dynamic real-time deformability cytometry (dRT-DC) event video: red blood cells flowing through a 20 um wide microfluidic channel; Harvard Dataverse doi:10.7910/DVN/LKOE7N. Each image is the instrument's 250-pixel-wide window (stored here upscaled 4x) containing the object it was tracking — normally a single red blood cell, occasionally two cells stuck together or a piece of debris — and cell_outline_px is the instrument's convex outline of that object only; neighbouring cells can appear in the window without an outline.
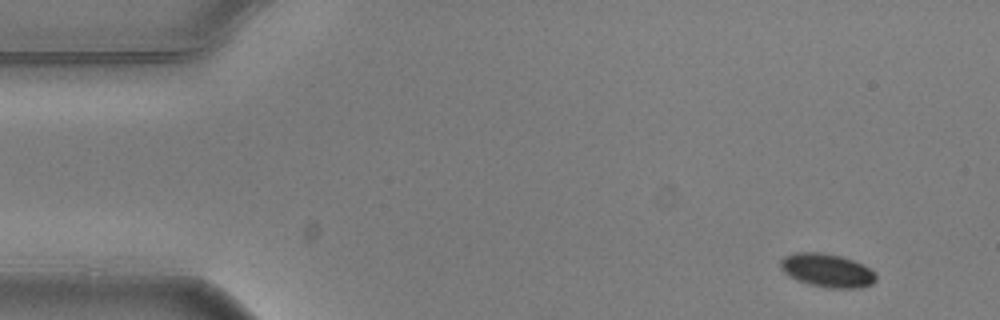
{"species": "common noctule bat (a hibernating species)", "species_latin": "Nyctalus noctula", "temperature_condition": "warm", "stored_images_in_passage": 4, "camera_frame_rate_fps": 3000, "um_per_image_px": 0.085, "animal": {"sex": "male", "body_mass_g": 20.5, "forearm_length_mm": 52.5}, "frame": {"image": 1, "passage_image": 1, "time_ms": 0.0, "image_size_px": [1000, 320], "cell_outline_px": [[876, 280], [872, 284], [860, 288], [832, 288], [808, 284], [796, 280], [788, 276], [780, 268], [780, 260], [784, 256], [796, 252], [820, 252], [840, 256], [864, 264], [876, 276]], "centroid_in_image_um": [70.27, 22.98], "position_along_channel_um": 14.7, "area_um2": 18.67}}
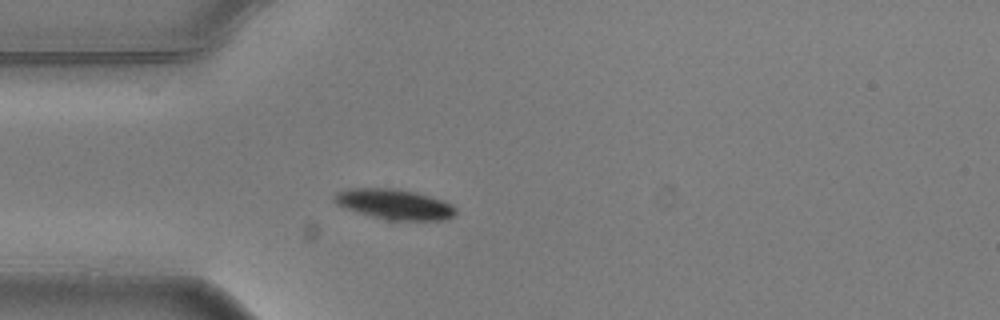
{"frame": {"image": 2, "passage_image": 4, "time_ms": 1.0, "image_size_px": [1000, 320], "cell_outline_px": [[456, 216], [444, 220], [384, 220], [356, 212], [336, 204], [332, 200], [332, 196], [336, 192], [348, 188], [392, 188], [416, 192], [444, 200], [452, 204], [456, 208]], "centroid_in_image_um": [33.52, 17.36], "position_along_channel_um": 51.5, "area_um2": 21.79}}